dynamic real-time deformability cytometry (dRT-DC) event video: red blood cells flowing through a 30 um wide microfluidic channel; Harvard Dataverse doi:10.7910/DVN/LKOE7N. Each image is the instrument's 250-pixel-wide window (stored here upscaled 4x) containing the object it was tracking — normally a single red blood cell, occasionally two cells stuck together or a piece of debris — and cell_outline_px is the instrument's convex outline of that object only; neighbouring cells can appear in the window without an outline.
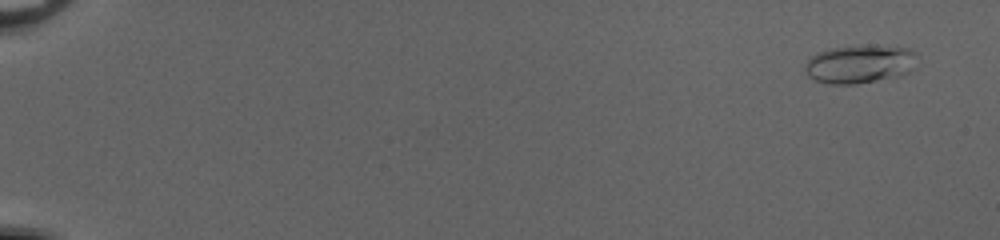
{"species": "common noctule bat (a hibernating species)", "species_latin": "Nyctalus noctula", "temperature_condition": "cold", "stored_images_in_passage": 54, "camera_frame_rate_fps": 3000, "um_per_image_px": 0.085, "animal": {"sex": "female", "body_mass_g": 20.0, "forearm_length_mm": 54.0}, "frame": {"image": 1, "passage_image": 4, "time_ms": 1.0, "image_size_px": [1000, 240], "cell_outline_px": [[916, 68], [908, 72], [896, 76], [856, 84], [828, 84], [816, 80], [808, 76], [804, 72], [804, 64], [816, 52], [832, 48], [908, 48], [912, 52]], "centroid_in_image_um": [72.98, 5.5], "position_along_channel_um": 12.0, "area_um2": 23.99}}
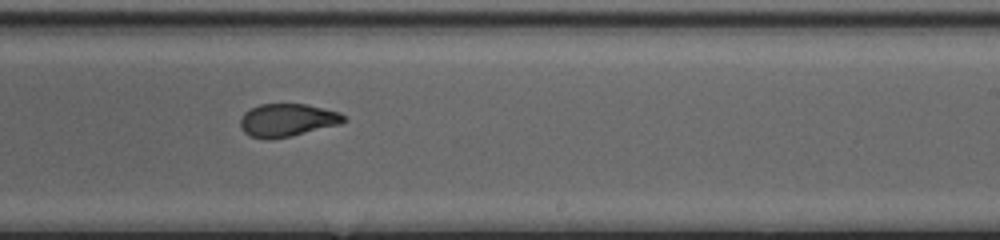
{"frame": {"image": 2, "passage_image": 36, "time_ms": 11.667, "image_size_px": [1000, 240], "cell_outline_px": [[348, 120], [340, 124], [292, 136], [268, 140], [264, 140], [248, 136], [240, 128], [240, 120], [244, 112], [260, 104], [308, 104], [340, 112]], "centroid_in_image_um": [24.41, 10.22], "position_along_channel_um": 264.6, "area_um2": 20.11}}
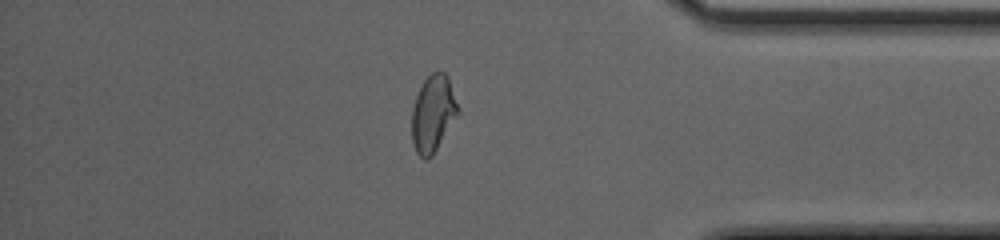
{"frame": {"image": 3, "passage_image": 47, "time_ms": 15.333, "image_size_px": [1000, 240], "cell_outline_px": [[460, 112], [432, 156], [428, 160], [424, 160], [416, 152], [412, 144], [412, 108], [416, 96], [424, 80], [432, 72], [444, 72], [448, 76], [460, 108]], "centroid_in_image_um": [36.82, 9.67], "position_along_channel_um": 398.4, "area_um2": 20.81}, "authors_computed_cell_mechanics": {"area_um2": 20.808, "velocity_mm_per_s": 4.1211, "shape_relaxation_time_tau1_ms": 7.7457, "shape_relaxation_time_tau2_ms": 1.2533, "deformation_change_tau1": 0.2131, "deformation_change_tau2": 0.0779}}